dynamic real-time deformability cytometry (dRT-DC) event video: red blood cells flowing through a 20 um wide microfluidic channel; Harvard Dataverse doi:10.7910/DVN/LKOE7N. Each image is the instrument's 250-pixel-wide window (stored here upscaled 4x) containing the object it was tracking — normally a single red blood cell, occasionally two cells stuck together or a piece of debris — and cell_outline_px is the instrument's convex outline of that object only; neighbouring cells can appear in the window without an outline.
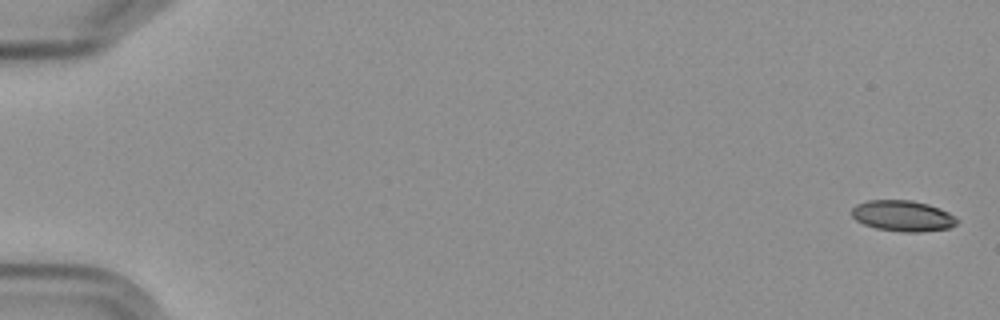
{"species": "Egyptian fruit bat (a non-hibernating species)", "species_latin": "Rousettus aegyptiacus", "temperature_condition": "cold", "stored_images_in_passage": 7, "camera_frame_rate_fps": 3000, "um_per_image_px": 0.085, "frame": {"image": 1, "passage_image": 1, "time_ms": 0.0, "image_size_px": [1000, 320], "cell_outline_px": [[960, 220], [956, 224], [948, 228], [920, 232], [904, 232], [876, 228], [864, 224], [856, 220], [852, 216], [852, 208], [856, 204], [868, 200], [912, 200], [928, 204], [940, 208], [956, 216]], "centroid_in_image_um": [76.75, 18.34], "position_along_channel_um": 8.2, "area_um2": 19.02}}
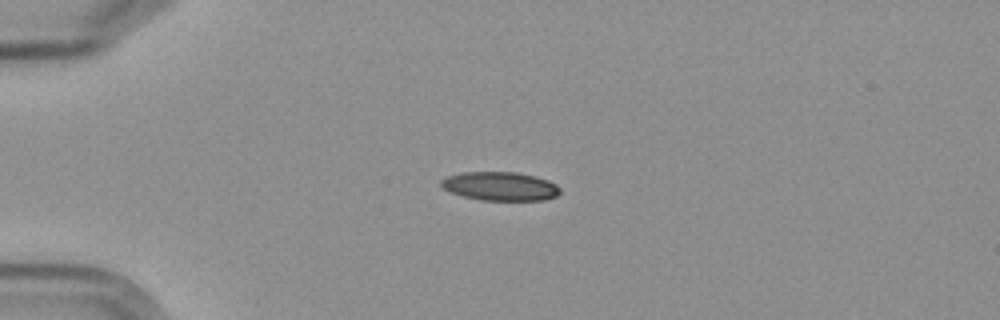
{"frame": {"image": 2, "passage_image": 5, "time_ms": 4.667, "image_size_px": [1000, 320], "cell_outline_px": [[560, 192], [556, 196], [544, 200], [480, 200], [464, 196], [452, 192], [444, 188], [440, 184], [440, 180], [444, 176], [460, 172], [516, 172], [536, 176], [548, 180], [556, 184], [560, 188]], "centroid_in_image_um": [42.51, 15.82], "position_along_channel_um": 42.5, "area_um2": 20.0}}
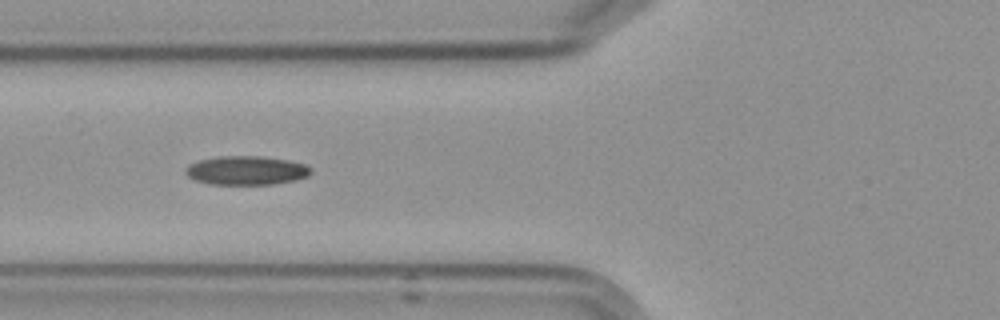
{"frame": {"image": 3, "passage_image": 7, "time_ms": 7.333, "image_size_px": [1000, 320], "cell_outline_px": [[312, 172], [308, 176], [296, 180], [272, 184], [208, 184], [196, 180], [188, 176], [184, 172], [188, 164], [200, 160], [220, 156], [260, 156], [288, 160], [304, 164], [312, 168]], "centroid_in_image_um": [20.94, 14.48], "position_along_channel_um": 104.9, "area_um2": 21.1}}